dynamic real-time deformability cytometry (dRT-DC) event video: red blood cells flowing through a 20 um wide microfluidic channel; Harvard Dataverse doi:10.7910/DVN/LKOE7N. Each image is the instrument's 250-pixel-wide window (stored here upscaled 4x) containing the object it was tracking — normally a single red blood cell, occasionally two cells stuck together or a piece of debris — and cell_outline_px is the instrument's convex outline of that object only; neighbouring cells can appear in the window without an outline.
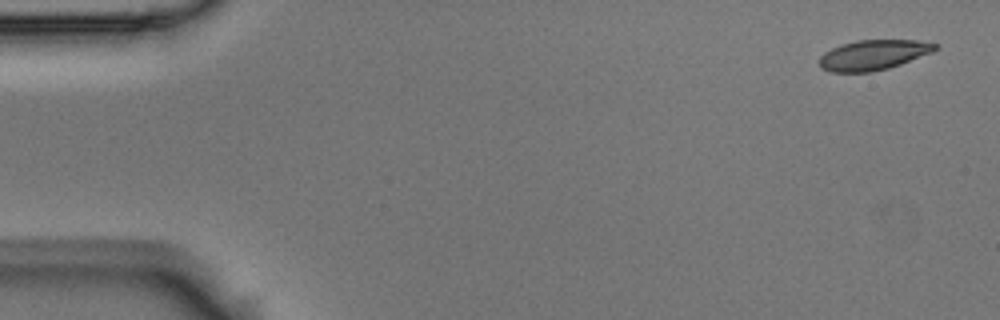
{"species": "Egyptian fruit bat (a non-hibernating species)", "species_latin": "Rousettus aegyptiacus", "temperature_condition": "room temperature", "stored_images_in_passage": 5, "camera_frame_rate_fps": 3000, "um_per_image_px": 0.085, "animal": {"sex": "male"}, "frame": {"image": 1, "passage_image": 1, "time_ms": 0.0, "image_size_px": [1000, 320], "cell_outline_px": [[940, 48], [932, 52], [900, 64], [888, 68], [872, 72], [832, 72], [820, 68], [820, 56], [824, 52], [840, 44], [856, 40], [916, 40], [940, 44]], "centroid_in_image_um": [74.24, 4.66], "position_along_channel_um": 10.8, "area_um2": 20.4}}
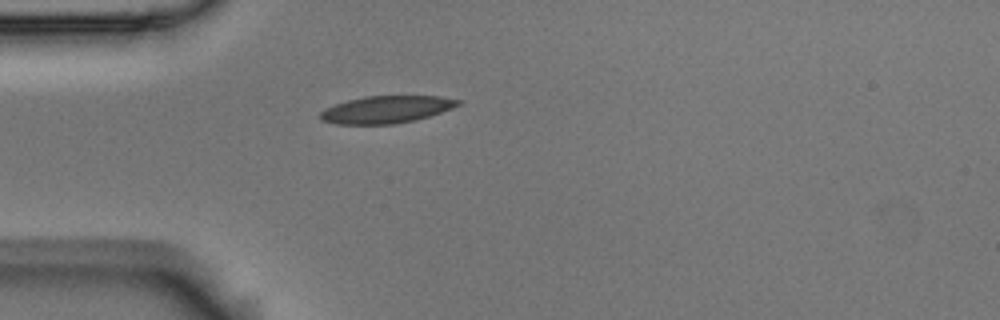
{"frame": {"image": 2, "passage_image": 5, "time_ms": 1.333, "image_size_px": [1000, 320], "cell_outline_px": [[460, 104], [452, 108], [416, 120], [392, 124], [336, 124], [320, 120], [320, 112], [324, 108], [348, 100], [364, 96], [440, 96], [460, 100]], "centroid_in_image_um": [32.8, 9.31], "position_along_channel_um": 52.2, "area_um2": 21.79}}